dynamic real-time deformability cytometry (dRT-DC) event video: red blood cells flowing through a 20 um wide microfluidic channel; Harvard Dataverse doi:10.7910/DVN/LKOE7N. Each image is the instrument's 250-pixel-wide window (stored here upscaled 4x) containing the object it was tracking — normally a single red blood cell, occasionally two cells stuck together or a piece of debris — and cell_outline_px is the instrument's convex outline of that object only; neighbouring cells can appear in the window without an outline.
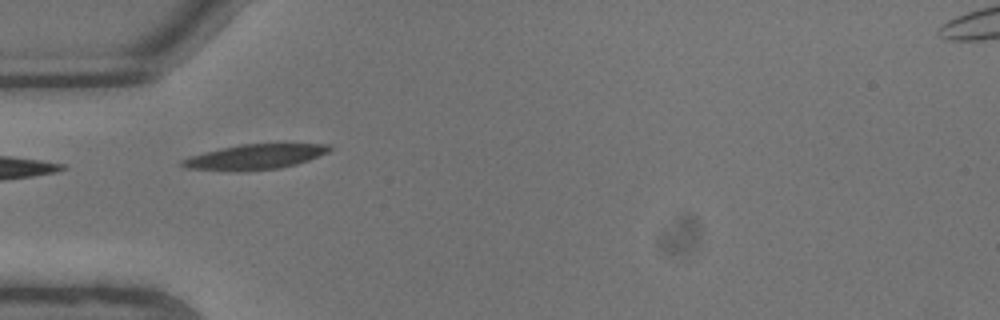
{"species": "common noctule bat (a hibernating species)", "species_latin": "Nyctalus noctula", "temperature_condition": "warm", "stored_images_in_passage": 8, "camera_frame_rate_fps": 3000, "um_per_image_px": 0.085, "animal": {"sex": "male", "body_mass_g": 13.3}, "frame": {"image": 1, "passage_image": 7, "time_ms": 2.0, "image_size_px": [1000, 320], "cell_outline_px": [[332, 148], [328, 152], [308, 160], [296, 164], [280, 168], [188, 168], [180, 164], [180, 160], [204, 152], [220, 148], [240, 144], [332, 144]], "centroid_in_image_um": [21.78, 13.27], "position_along_channel_um": 63.2, "area_um2": 20.17}}